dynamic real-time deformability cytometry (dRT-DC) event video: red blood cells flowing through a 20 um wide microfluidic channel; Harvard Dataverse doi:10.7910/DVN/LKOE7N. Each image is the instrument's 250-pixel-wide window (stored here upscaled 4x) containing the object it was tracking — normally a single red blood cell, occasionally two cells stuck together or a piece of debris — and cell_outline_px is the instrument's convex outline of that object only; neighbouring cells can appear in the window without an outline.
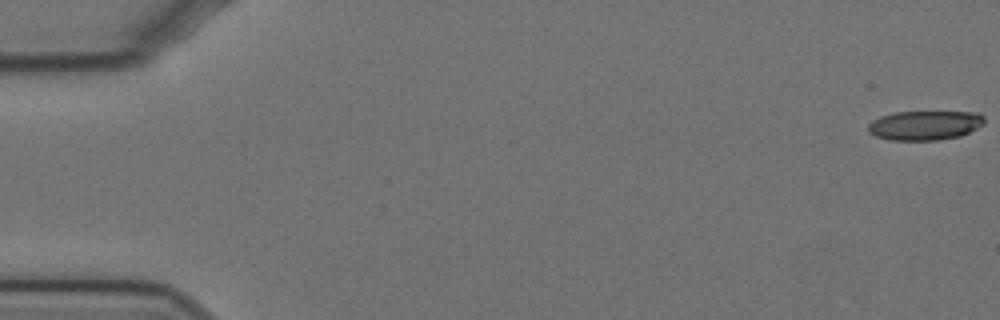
{"species": "Egyptian fruit bat (a non-hibernating species)", "species_latin": "Rousettus aegyptiacus", "temperature_condition": "cold", "stored_images_in_passage": 56, "camera_frame_rate_fps": 3000, "um_per_image_px": 0.085, "animal": {"sex": "female"}, "frame": {"image": 1, "passage_image": 1, "time_ms": 0.0, "image_size_px": [1000, 320], "cell_outline_px": [[984, 124], [960, 136], [940, 140], [888, 140], [876, 136], [868, 132], [868, 124], [872, 120], [880, 116], [896, 112], [976, 112], [984, 116]], "centroid_in_image_um": [78.59, 10.65], "position_along_channel_um": 6.4, "area_um2": 19.94}}
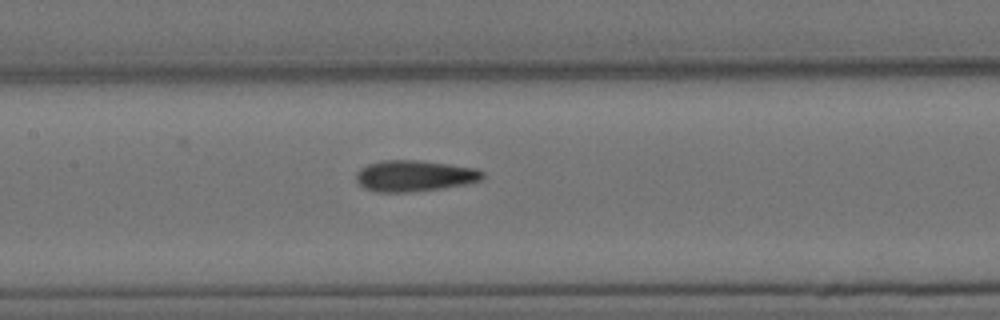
{"frame": {"image": 2, "passage_image": 28, "time_ms": 9.0, "image_size_px": [1000, 320], "cell_outline_px": [[484, 176], [480, 180], [464, 184], [444, 188], [408, 192], [376, 192], [364, 188], [356, 180], [356, 172], [360, 168], [368, 164], [384, 160], [416, 160], [448, 164], [476, 168], [484, 172]], "centroid_in_image_um": [35.21, 14.95], "position_along_channel_um": 172.2, "area_um2": 22.89}}
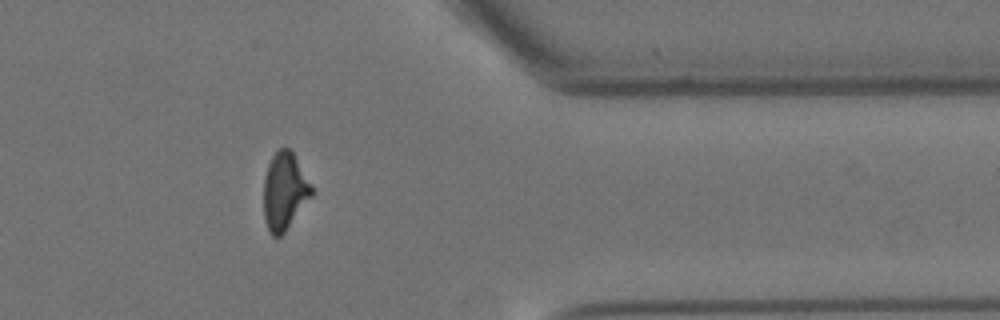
{"frame": {"image": 3, "passage_image": 48, "time_ms": 15.667, "image_size_px": [1000, 320], "cell_outline_px": [[316, 192], [284, 232], [280, 236], [272, 236], [268, 232], [264, 220], [264, 176], [268, 164], [272, 156], [280, 148], [288, 148], [292, 152]], "centroid_in_image_um": [24.19, 16.28], "position_along_channel_um": 387.2, "area_um2": 21.68}}